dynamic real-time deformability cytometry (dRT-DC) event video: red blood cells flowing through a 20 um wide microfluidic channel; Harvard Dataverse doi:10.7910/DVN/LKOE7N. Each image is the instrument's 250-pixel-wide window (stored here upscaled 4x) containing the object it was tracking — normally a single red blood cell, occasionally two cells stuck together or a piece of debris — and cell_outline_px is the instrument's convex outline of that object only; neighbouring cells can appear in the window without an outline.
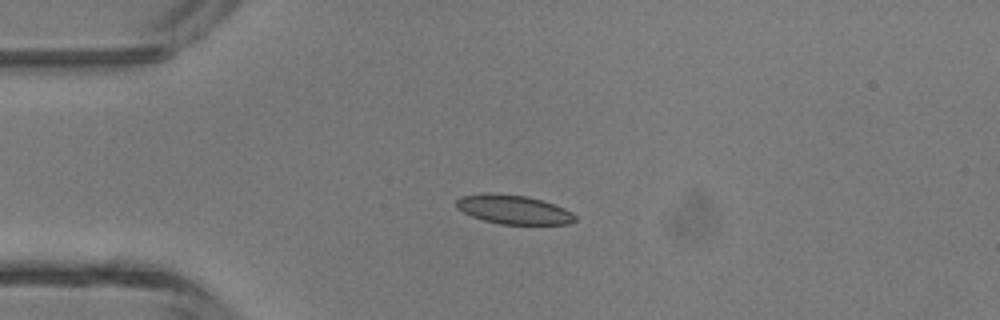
{"species": "common noctule bat (a hibernating species)", "species_latin": "Nyctalus noctula", "temperature_condition": "room temperature", "stored_images_in_passage": 4, "camera_frame_rate_fps": 3000, "um_per_image_px": 0.085, "animal": {"sex": "male", "body_mass_g": 13.3}, "frame": {"image": 1, "passage_image": 3, "time_ms": 3.333, "image_size_px": [1000, 320], "cell_outline_px": [[576, 220], [568, 224], [500, 224], [484, 220], [472, 216], [456, 208], [456, 200], [460, 196], [528, 196], [564, 208], [572, 212], [576, 216]], "centroid_in_image_um": [43.72, 17.87], "position_along_channel_um": 41.3, "area_um2": 19.07}}
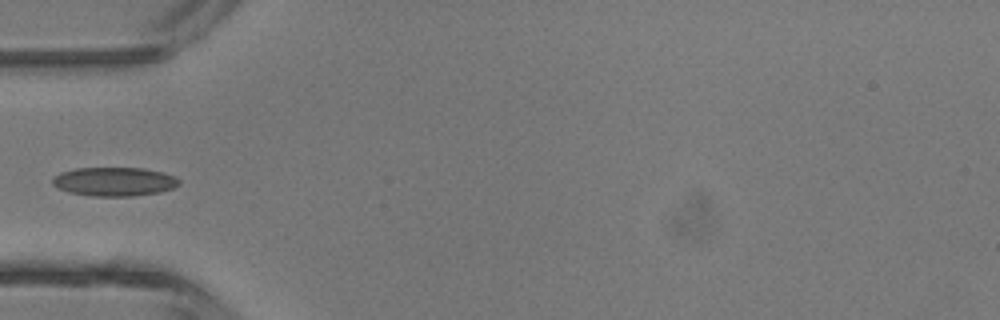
{"frame": {"image": 2, "passage_image": 4, "time_ms": 4.667, "image_size_px": [1000, 320], "cell_outline_px": [[180, 184], [172, 188], [160, 192], [132, 196], [92, 196], [68, 192], [56, 188], [52, 184], [52, 180], [60, 172], [76, 168], [144, 168], [164, 172], [176, 176], [180, 180]], "centroid_in_image_um": [9.73, 15.43], "position_along_channel_um": 75.3, "area_um2": 21.44}}